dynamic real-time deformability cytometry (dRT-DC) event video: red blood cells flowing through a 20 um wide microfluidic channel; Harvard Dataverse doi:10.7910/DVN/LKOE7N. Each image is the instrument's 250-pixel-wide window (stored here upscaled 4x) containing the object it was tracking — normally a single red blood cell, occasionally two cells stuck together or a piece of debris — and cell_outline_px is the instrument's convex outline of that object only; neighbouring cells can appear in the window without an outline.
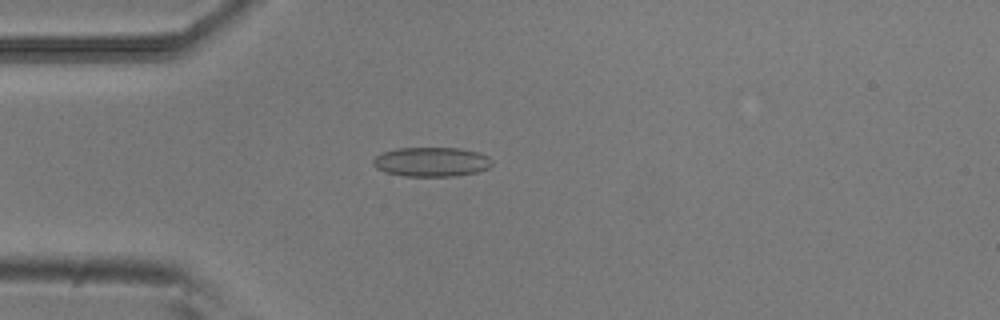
{"species": "common noctule bat (a hibernating species)", "species_latin": "Nyctalus noctula", "temperature_condition": "room temperature", "stored_images_in_passage": 52, "camera_frame_rate_fps": 3000, "um_per_image_px": 0.085, "animal": {"sex": "male", "body_mass_g": 20.5, "forearm_length_mm": 52.5}, "frame": {"image": 1, "passage_image": 14, "time_ms": 4.333, "image_size_px": [1000, 320], "cell_outline_px": [[492, 164], [488, 168], [476, 172], [456, 176], [404, 176], [384, 172], [376, 168], [372, 164], [372, 160], [376, 156], [384, 152], [396, 148], [460, 148], [480, 152], [488, 156], [492, 160]], "centroid_in_image_um": [36.67, 13.76], "position_along_channel_um": 48.3, "area_um2": 20.52}}
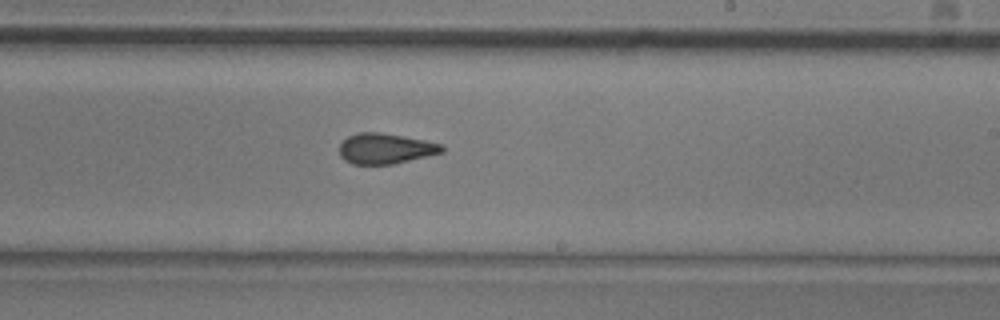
{"frame": {"image": 2, "passage_image": 31, "time_ms": 10.0, "image_size_px": [1000, 320], "cell_outline_px": [[444, 152], [392, 164], [352, 164], [344, 160], [340, 156], [340, 144], [348, 136], [356, 132], [380, 132], [424, 140], [440, 144], [444, 148]], "centroid_in_image_um": [32.73, 12.62], "position_along_channel_um": 256.3, "area_um2": 18.09}}
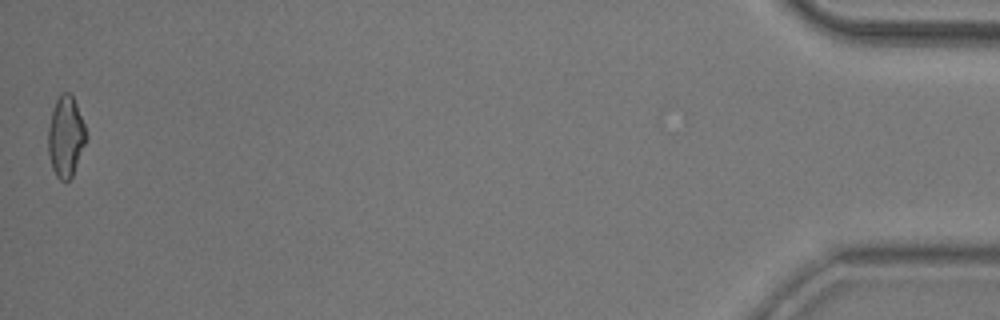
{"frame": {"image": 3, "passage_image": 52, "time_ms": 17.0, "image_size_px": [1000, 320], "cell_outline_px": [[88, 136], [72, 176], [68, 180], [60, 180], [56, 176], [52, 168], [48, 152], [48, 128], [52, 112], [56, 100], [60, 92], [68, 92], [72, 96], [76, 104], [84, 124]], "centroid_in_image_um": [5.58, 11.6], "position_along_channel_um": 429.6, "area_um2": 17.74}, "authors_computed_cell_mechanics": {"area_um2": 18.8428, "velocity_mm_per_s": 3.8592, "shape_relaxation_time_tau1_ms": null, "shape_relaxation_time_tau2_ms": 2.7689, "deformation_change_tau1": null, "deformation_change_tau2": 0.101}}